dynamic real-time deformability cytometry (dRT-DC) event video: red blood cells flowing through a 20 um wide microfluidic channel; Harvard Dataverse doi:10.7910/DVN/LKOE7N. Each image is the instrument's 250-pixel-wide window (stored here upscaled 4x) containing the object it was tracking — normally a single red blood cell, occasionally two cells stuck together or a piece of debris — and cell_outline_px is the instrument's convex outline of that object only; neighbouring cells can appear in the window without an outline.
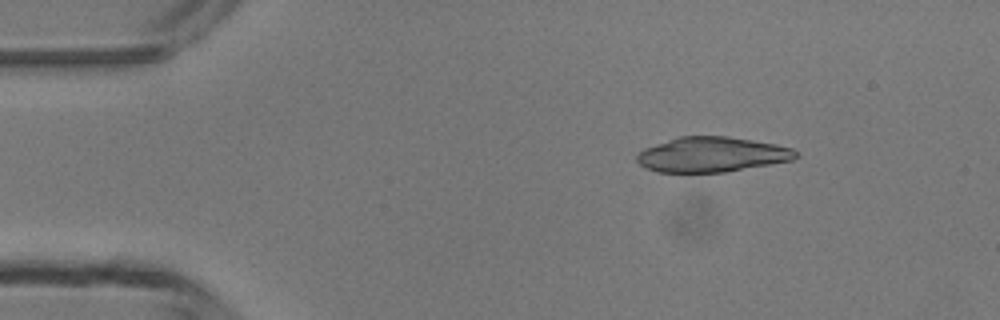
{"species": "common noctule bat (a hibernating species)", "species_latin": "Nyctalus noctula", "temperature_condition": "room temperature", "stored_images_in_passage": 4, "camera_frame_rate_fps": 3000, "um_per_image_px": 0.085, "animal": {"sex": "male", "body_mass_g": 13.3}, "frame": {"image": 1, "passage_image": 2, "time_ms": 1.0, "image_size_px": [1000, 320], "cell_outline_px": [[800, 156], [792, 160], [724, 172], [656, 172], [640, 164], [636, 160], [636, 156], [644, 148], [676, 136], [728, 136], [776, 144], [792, 148]], "centroid_in_image_um": [60.49, 13.12], "position_along_channel_um": 24.5, "area_um2": 32.37}}